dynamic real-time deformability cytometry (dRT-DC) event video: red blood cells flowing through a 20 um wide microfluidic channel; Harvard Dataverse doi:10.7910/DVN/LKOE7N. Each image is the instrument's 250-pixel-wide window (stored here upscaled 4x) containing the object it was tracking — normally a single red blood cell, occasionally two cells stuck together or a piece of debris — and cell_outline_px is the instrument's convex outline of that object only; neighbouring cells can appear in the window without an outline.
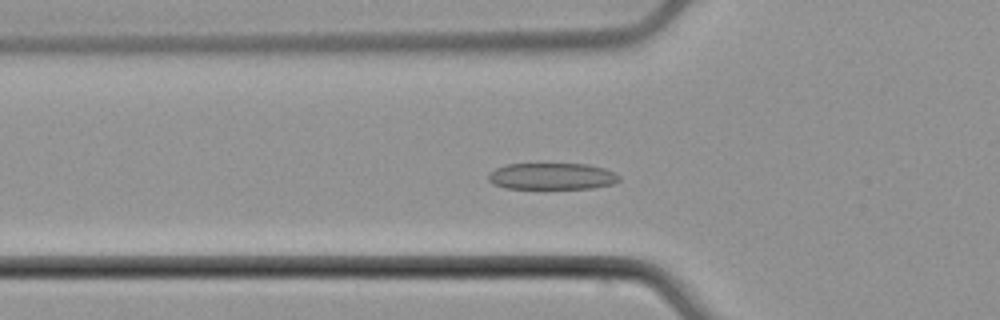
{"species": "common noctule bat (a hibernating species)", "species_latin": "Nyctalus noctula", "temperature_condition": "cold", "stored_images_in_passage": 54, "camera_frame_rate_fps": 3000, "um_per_image_px": 0.085, "animal": {"sex": "male", "body_mass_g": 21.5, "forearm_length_mm": 52.0}, "frame": {"image": 1, "passage_image": 19, "time_ms": 6.0, "image_size_px": [1000, 320], "cell_outline_px": [[620, 180], [612, 184], [592, 188], [504, 188], [492, 184], [488, 180], [488, 172], [496, 168], [508, 164], [588, 164], [604, 168], [620, 176]], "centroid_in_image_um": [46.88, 14.98], "position_along_channel_um": 78.9, "area_um2": 20.23}}
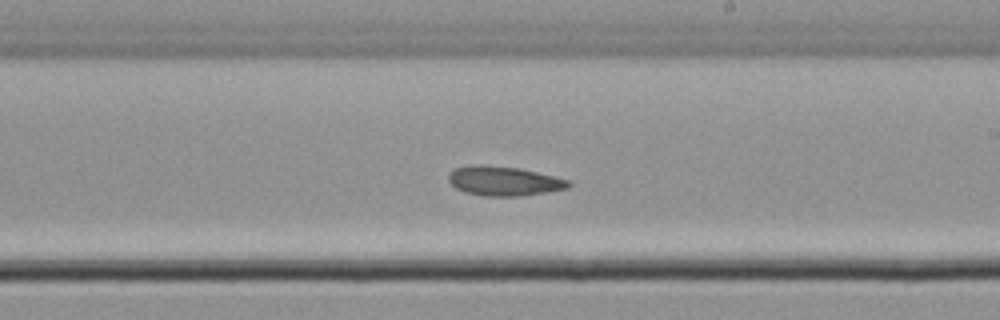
{"frame": {"image": 2, "passage_image": 32, "time_ms": 10.333, "image_size_px": [1000, 320], "cell_outline_px": [[572, 184], [568, 188], [520, 196], [484, 196], [464, 192], [456, 188], [448, 180], [448, 176], [456, 168], [476, 164], [516, 168], [536, 172], [568, 180]], "centroid_in_image_um": [42.81, 15.4], "position_along_channel_um": 246.2, "area_um2": 20.17}}
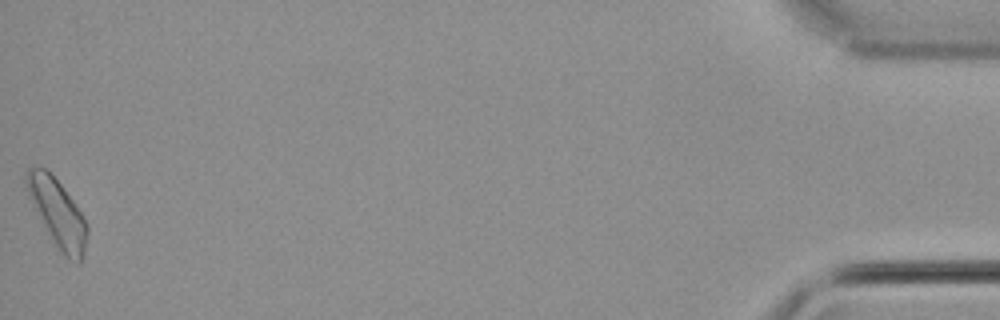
{"frame": {"image": 3, "passage_image": 54, "time_ms": 17.667, "image_size_px": [1000, 320], "cell_outline_px": [[88, 236], [84, 252], [80, 264], [76, 264], [68, 260], [56, 248], [32, 204], [24, 180], [24, 176], [28, 168], [44, 168], [60, 184], [72, 200], [88, 224]], "centroid_in_image_um": [4.91, 18.18], "position_along_channel_um": 430.3, "area_um2": 23.7}, "authors_computed_cell_mechanics": {"area_um2": 20.8947, "velocity_mm_per_s": 3.8778, "shape_relaxation_time_tau1_ms": null, "shape_relaxation_time_tau2_ms": 3.1879, "deformation_change_tau1": null, "deformation_change_tau2": 0.0716}}